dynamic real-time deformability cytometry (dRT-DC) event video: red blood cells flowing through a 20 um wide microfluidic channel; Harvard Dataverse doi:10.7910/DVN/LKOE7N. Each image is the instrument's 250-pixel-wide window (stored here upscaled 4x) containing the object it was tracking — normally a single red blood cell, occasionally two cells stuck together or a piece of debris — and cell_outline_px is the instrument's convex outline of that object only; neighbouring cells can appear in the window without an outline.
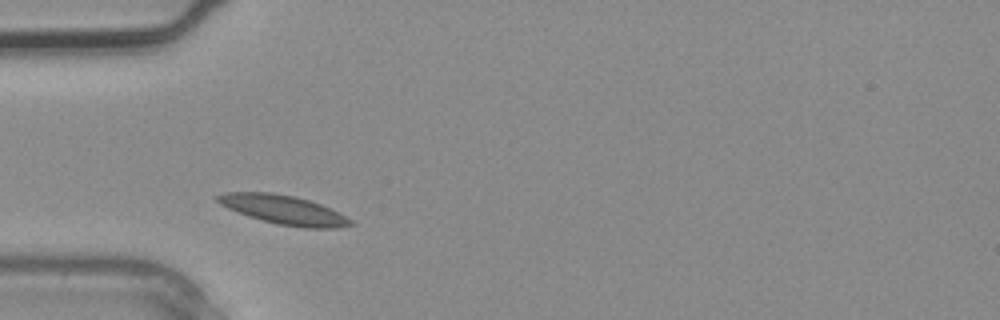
{"species": "common noctule bat (a hibernating species)", "species_latin": "Nyctalus noctula", "temperature_condition": "warm", "stored_images_in_passage": 2, "camera_frame_rate_fps": 3000, "um_per_image_px": 0.085, "animal": {"sex": "male", "body_mass_g": 20.4}, "frame": {"image": 1, "passage_image": 1, "time_ms": 0.0, "image_size_px": [1000, 320], "cell_outline_px": [[356, 224], [340, 228], [304, 228], [276, 224], [248, 216], [228, 208], [220, 204], [216, 200], [216, 196], [224, 192], [272, 192], [296, 196], [320, 204], [352, 220]], "centroid_in_image_um": [24.1, 17.83], "position_along_channel_um": 60.9, "area_um2": 22.48}}
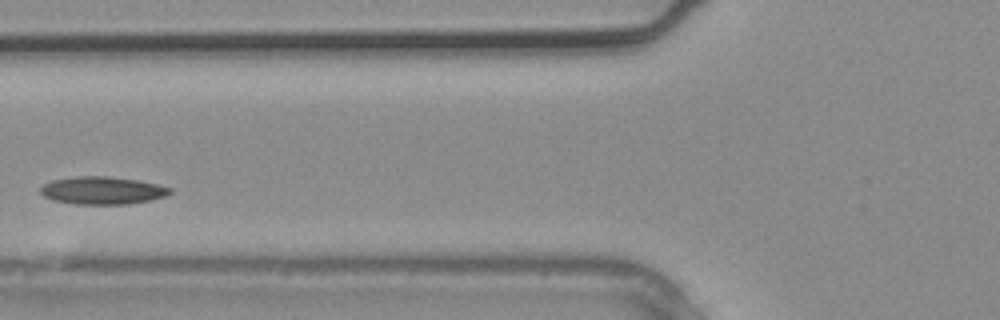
{"frame": {"image": 2, "passage_image": 2, "time_ms": 0.333, "image_size_px": [1000, 320], "cell_outline_px": [[172, 192], [164, 196], [148, 200], [128, 204], [76, 204], [52, 200], [44, 196], [40, 192], [40, 188], [44, 184], [52, 180], [76, 176], [104, 176], [136, 180], [156, 184], [172, 188]], "centroid_in_image_um": [8.66, 16.19], "position_along_channel_um": 117.1, "area_um2": 20.69}}